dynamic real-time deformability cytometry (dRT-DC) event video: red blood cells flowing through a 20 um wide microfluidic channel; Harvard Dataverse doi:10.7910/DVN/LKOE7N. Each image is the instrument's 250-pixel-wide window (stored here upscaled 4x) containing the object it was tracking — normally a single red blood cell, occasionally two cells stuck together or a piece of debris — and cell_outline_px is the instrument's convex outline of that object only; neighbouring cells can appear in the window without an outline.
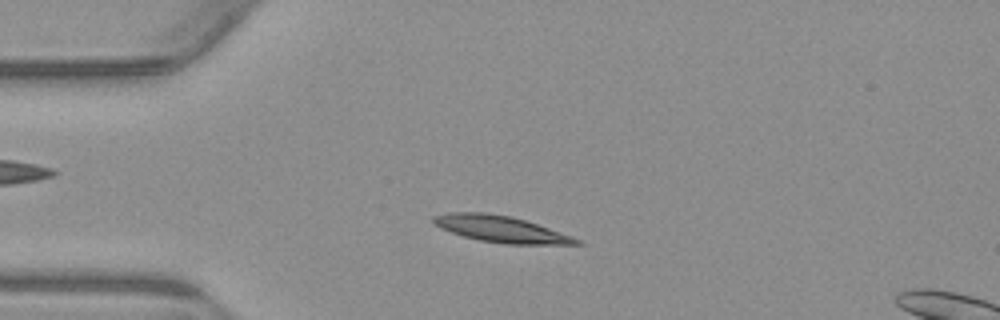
{"species": "common noctule bat (a hibernating species)", "species_latin": "Nyctalus noctula", "temperature_condition": "warm", "stored_images_in_passage": 52, "segment_of_instrument_passage": [1, 2], "camera_frame_rate_fps": 3000, "um_per_image_px": 0.085, "animal": {"sex": "male", "body_mass_g": 23.1, "forearm_length_mm": 52.7}, "frame": {"image": 1, "passage_image": 10, "time_ms": 3.0, "image_size_px": [1000, 320], "cell_outline_px": [[584, 244], [504, 244], [480, 240], [464, 236], [440, 228], [432, 220], [432, 216], [448, 212], [488, 212], [512, 216], [572, 236], [580, 240]], "centroid_in_image_um": [42.55, 19.46], "position_along_channel_um": 42.5, "area_um2": 21.85}}
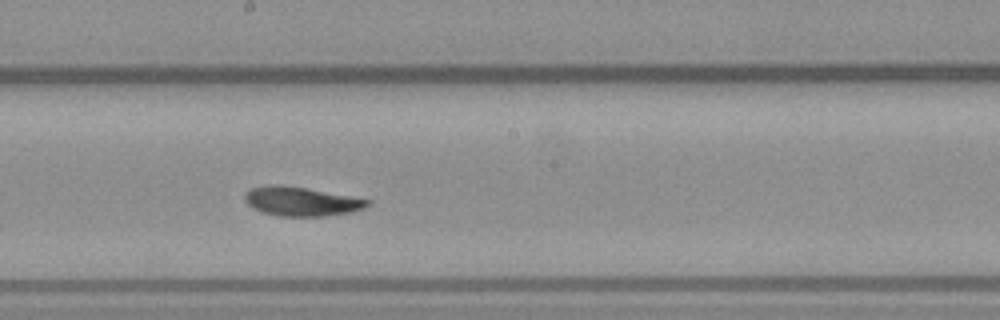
{"frame": {"image": 2, "passage_image": 26, "time_ms": 8.333, "image_size_px": [1000, 320], "cell_outline_px": [[372, 204], [364, 208], [352, 212], [324, 216], [280, 216], [264, 212], [252, 208], [244, 200], [244, 192], [252, 188], [264, 184], [280, 184], [304, 188], [372, 200]], "centroid_in_image_um": [25.59, 17.11], "position_along_channel_um": 222.6, "area_um2": 20.87}}
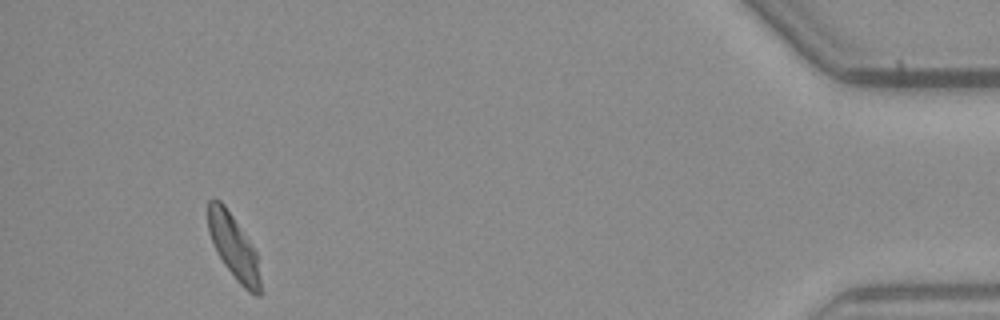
{"frame": {"image": 3, "passage_image": 47, "time_ms": 15.333, "image_size_px": [1000, 320], "cell_outline_px": [[260, 296], [256, 296], [248, 292], [236, 280], [224, 264], [208, 232], [208, 200], [220, 200], [224, 204], [256, 252], [260, 280]], "centroid_in_image_um": [19.86, 21.01], "position_along_channel_um": 415.3, "area_um2": 19.02}}